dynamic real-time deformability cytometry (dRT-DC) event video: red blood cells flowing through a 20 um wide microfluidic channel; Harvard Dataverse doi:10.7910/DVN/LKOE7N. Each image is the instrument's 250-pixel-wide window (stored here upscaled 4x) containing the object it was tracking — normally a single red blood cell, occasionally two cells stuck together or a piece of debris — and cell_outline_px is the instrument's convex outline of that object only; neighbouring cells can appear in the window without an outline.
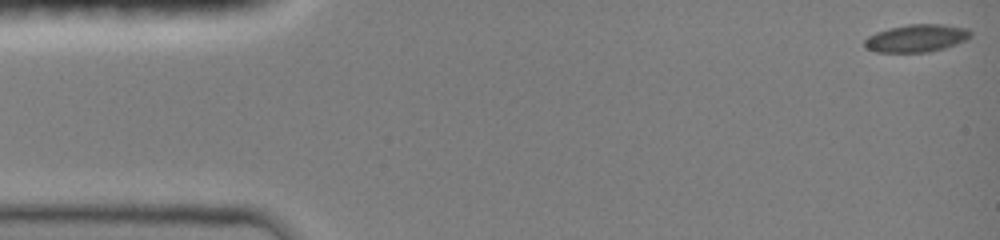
{"species": "common noctule bat (a hibernating species)", "species_latin": "Nyctalus noctula", "temperature_condition": "room temperature", "stored_images_in_passage": 34, "camera_frame_rate_fps": 3000, "um_per_image_px": 0.085, "animal": {"sex": "female", "body_mass_g": 19.0, "forearm_length_mm": 51.5}, "frame": {"image": 1, "passage_image": 1, "time_ms": 0.0, "image_size_px": [1000, 240], "cell_outline_px": [[972, 36], [956, 44], [944, 48], [928, 52], [876, 52], [864, 48], [864, 40], [868, 36], [876, 32], [888, 28], [908, 24], [944, 24], [968, 28], [972, 32]], "centroid_in_image_um": [77.89, 3.24], "position_along_channel_um": 7.1, "area_um2": 17.22}}
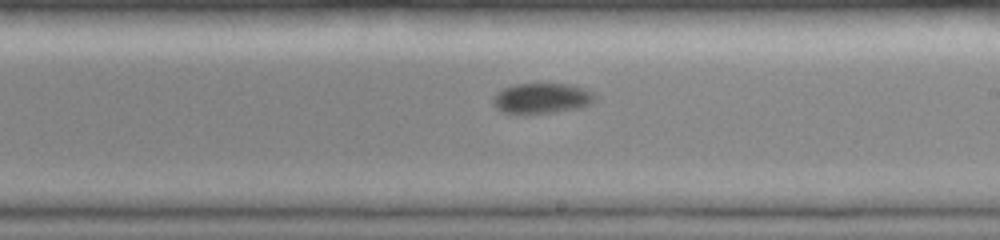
{"frame": {"image": 2, "passage_image": 20, "time_ms": 9.0, "image_size_px": [1000, 240], "cell_outline_px": [[596, 100], [592, 104], [580, 108], [552, 112], [504, 112], [496, 108], [492, 104], [492, 96], [496, 92], [504, 88], [516, 84], [572, 84], [584, 88], [592, 92], [596, 96]], "centroid_in_image_um": [46.08, 8.33], "position_along_channel_um": 242.9, "area_um2": 17.92}}
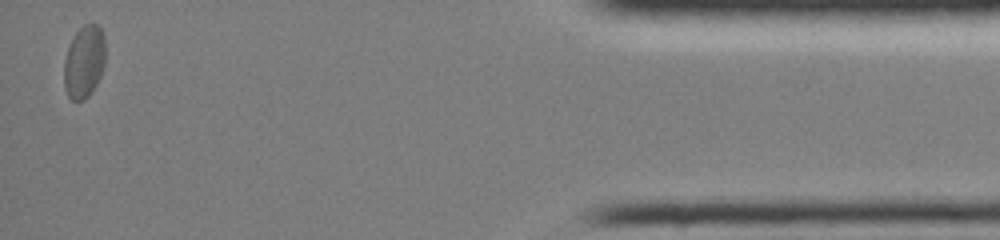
{"frame": {"image": 3, "passage_image": 34, "time_ms": 15.333, "image_size_px": [1000, 240], "cell_outline_px": [[104, 64], [100, 76], [96, 84], [88, 96], [84, 100], [72, 100], [68, 96], [64, 88], [64, 60], [68, 48], [76, 32], [84, 24], [96, 24], [100, 28], [104, 36]], "centroid_in_image_um": [7.14, 5.26], "position_along_channel_um": 428.1, "area_um2": 17.28}, "authors_computed_cell_mechanics": {"area_um2": 17.1666, "velocity_mm_per_s": 3.9863, "shape_relaxation_time_tau1_ms": 10.3222, "shape_relaxation_time_tau2_ms": 9.0111, "deformation_change_tau1": 0.0889, "deformation_change_tau2": 0.0594}}